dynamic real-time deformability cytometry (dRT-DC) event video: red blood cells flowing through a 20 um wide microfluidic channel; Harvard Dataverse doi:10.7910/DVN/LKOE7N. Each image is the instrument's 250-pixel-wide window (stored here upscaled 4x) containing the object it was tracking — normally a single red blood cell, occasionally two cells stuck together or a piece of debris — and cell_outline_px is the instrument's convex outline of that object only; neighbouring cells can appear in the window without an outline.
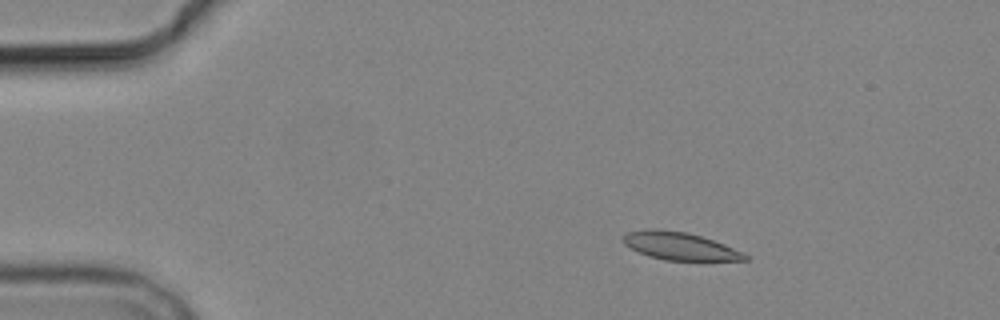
{"species": "common noctule bat (a hibernating species)", "species_latin": "Nyctalus noctula", "temperature_condition": "cold", "stored_images_in_passage": 4, "camera_frame_rate_fps": 3000, "um_per_image_px": 0.085, "animal": {"sex": "male", "body_mass_g": 19.2, "forearm_length_mm": 51.8}, "frame": {"image": 1, "passage_image": 2, "time_ms": 1.333, "image_size_px": [1000, 320], "cell_outline_px": [[748, 260], [664, 260], [648, 256], [624, 244], [624, 236], [628, 232], [648, 228], [656, 228], [688, 232], [724, 244], [744, 252], [748, 256]], "centroid_in_image_um": [57.79, 20.91], "position_along_channel_um": 27.2, "area_um2": 19.54}}
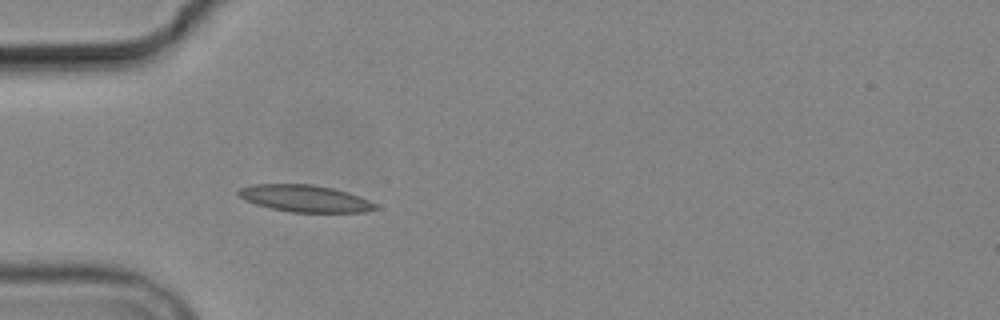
{"frame": {"image": 2, "passage_image": 4, "time_ms": 4.0, "image_size_px": [1000, 320], "cell_outline_px": [[380, 208], [364, 212], [292, 212], [272, 208], [256, 204], [240, 196], [236, 192], [240, 188], [252, 184], [312, 184], [332, 188], [348, 192], [360, 196], [376, 204]], "centroid_in_image_um": [25.96, 16.86], "position_along_channel_um": 59.0, "area_um2": 21.33}}